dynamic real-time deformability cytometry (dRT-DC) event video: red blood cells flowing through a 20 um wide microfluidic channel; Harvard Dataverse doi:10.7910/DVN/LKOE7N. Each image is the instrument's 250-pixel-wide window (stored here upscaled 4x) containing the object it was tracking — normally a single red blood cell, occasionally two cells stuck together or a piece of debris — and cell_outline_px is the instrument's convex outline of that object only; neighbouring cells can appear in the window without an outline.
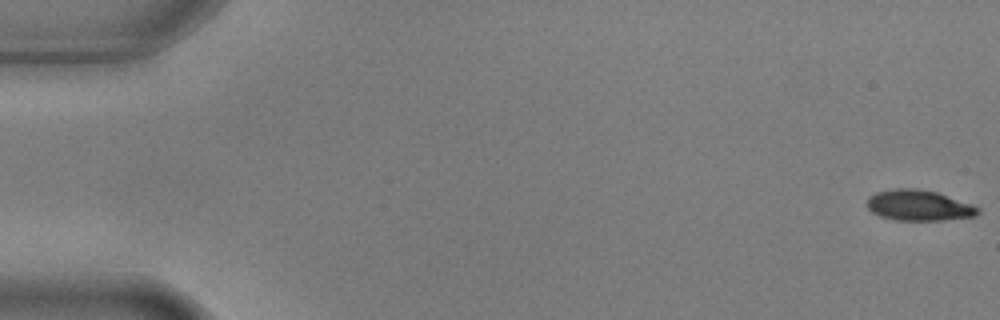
{"species": "common noctule bat (a hibernating species)", "species_latin": "Nyctalus noctula", "temperature_condition": "warm", "stored_images_in_passage": 8, "camera_frame_rate_fps": 3000, "um_per_image_px": 0.085, "animal": {"sex": "male", "body_mass_g": 17.9, "forearm_length_mm": 54.2}, "frame": {"image": 1, "passage_image": 1, "time_ms": 0.0, "image_size_px": [1000, 320], "cell_outline_px": [[980, 212], [976, 216], [940, 220], [896, 220], [880, 216], [872, 212], [864, 204], [868, 196], [876, 192], [896, 188], [916, 188], [936, 192], [972, 204], [980, 208]], "centroid_in_image_um": [78.06, 17.45], "position_along_channel_um": 6.9, "area_um2": 19.94}}
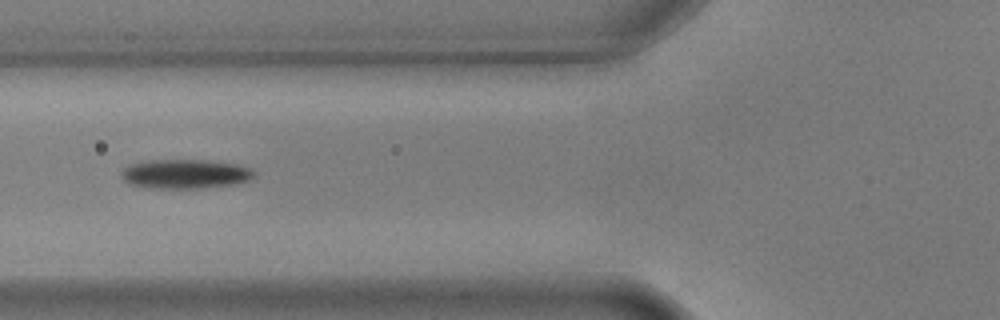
{"frame": {"image": 2, "passage_image": 7, "time_ms": 2.0, "image_size_px": [1000, 320], "cell_outline_px": [[256, 172], [252, 180], [232, 184], [200, 188], [152, 188], [128, 184], [120, 176], [120, 172], [128, 164], [148, 160], [208, 160], [236, 164], [252, 168]], "centroid_in_image_um": [15.73, 14.78], "position_along_channel_um": 110.1, "area_um2": 22.89}}
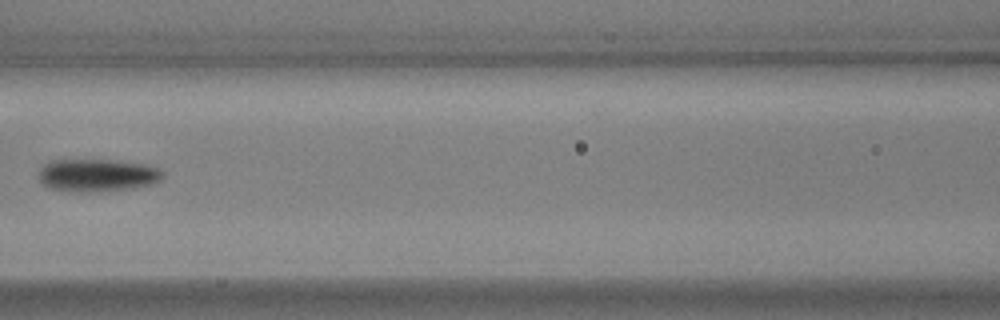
{"frame": {"image": 3, "passage_image": 8, "time_ms": 2.333, "image_size_px": [1000, 320], "cell_outline_px": [[164, 176], [160, 180], [152, 184], [136, 188], [108, 192], [72, 192], [48, 188], [40, 180], [40, 168], [48, 160], [108, 160], [148, 164], [160, 168], [164, 172]], "centroid_in_image_um": [8.31, 14.91], "position_along_channel_um": 158.3, "area_um2": 24.16}}